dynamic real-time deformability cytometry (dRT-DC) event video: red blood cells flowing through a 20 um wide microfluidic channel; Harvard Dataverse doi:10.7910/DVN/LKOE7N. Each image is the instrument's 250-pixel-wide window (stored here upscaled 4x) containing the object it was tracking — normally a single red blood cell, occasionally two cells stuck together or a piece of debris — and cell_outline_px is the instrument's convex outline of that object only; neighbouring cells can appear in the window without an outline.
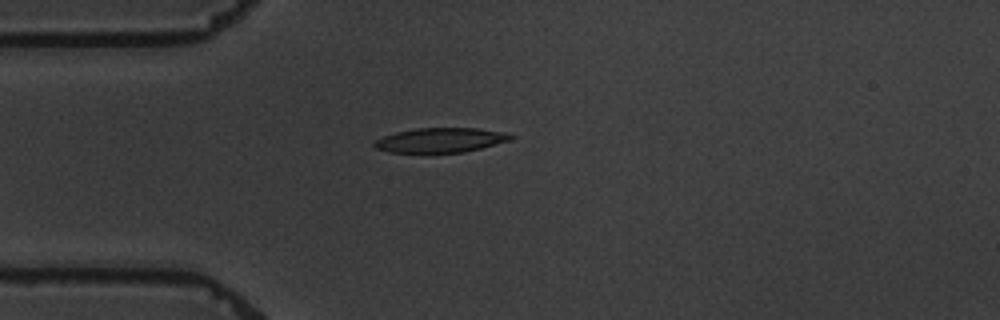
{"species": "common noctule bat (a hibernating species)", "species_latin": "Nyctalus noctula", "temperature_condition": "warm", "stored_images_in_passage": 10, "camera_frame_rate_fps": 3000, "um_per_image_px": 0.085, "animal": {"sex": "male", "body_mass_g": 19.5, "forearm_length_mm": 54.6}, "frame": {"image": 1, "passage_image": 1, "time_ms": 0.0, "image_size_px": [1000, 320], "cell_outline_px": [[516, 136], [512, 140], [464, 152], [432, 156], [388, 152], [376, 148], [372, 144], [376, 140], [384, 136], [396, 132], [416, 128], [476, 128], [508, 132]], "centroid_in_image_um": [37.44, 11.96], "position_along_channel_um": 47.6, "area_um2": 20.63}}
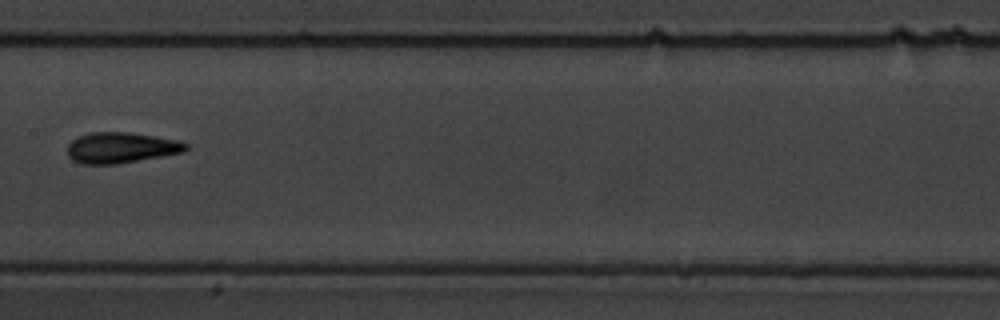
{"frame": {"image": 2, "passage_image": 5, "time_ms": 4.667, "image_size_px": [1000, 320], "cell_outline_px": [[188, 148], [184, 152], [116, 164], [80, 164], [72, 160], [68, 156], [68, 144], [76, 136], [88, 132], [132, 132], [180, 140], [188, 144]], "centroid_in_image_um": [10.27, 12.54], "position_along_channel_um": 197.1, "area_um2": 21.5}}
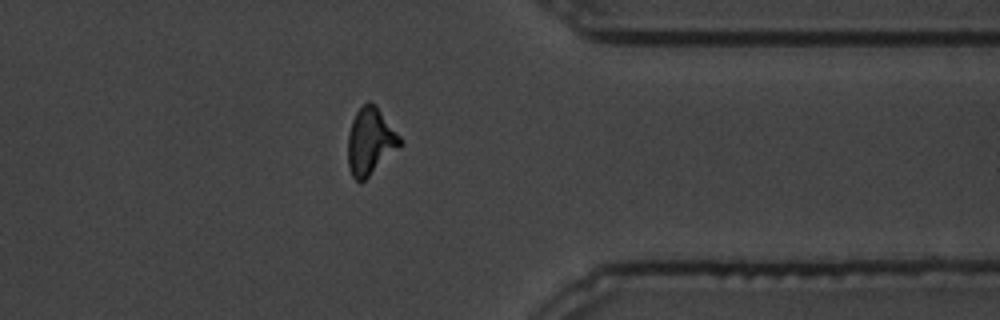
{"frame": {"image": 3, "passage_image": 10, "time_ms": 10.333, "image_size_px": [1000, 320], "cell_outline_px": [[404, 144], [400, 148], [364, 180], [356, 180], [352, 176], [348, 164], [348, 136], [352, 120], [356, 112], [368, 100], [376, 104], [404, 140]], "centroid_in_image_um": [31.52, 11.98], "position_along_channel_um": 379.9, "area_um2": 20.52}, "authors_computed_cell_mechanics": {"area_um2": 20.5479, "velocity_mm_per_s": 3.4343, "shape_relaxation_time_tau1_ms": 5.5508, "shape_relaxation_time_tau2_ms": 2.9136, "deformation_change_tau1": 0.1984, "deformation_change_tau2": 0.1127}}